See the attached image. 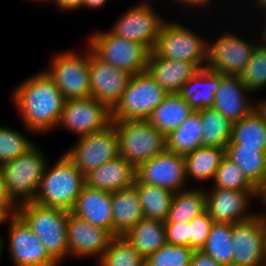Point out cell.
Listing matches in <instances>:
<instances>
[{
  "label": "cell",
  "instance_id": "38",
  "mask_svg": "<svg viewBox=\"0 0 266 266\" xmlns=\"http://www.w3.org/2000/svg\"><path fill=\"white\" fill-rule=\"evenodd\" d=\"M212 188H222L238 191H258L245 177L242 169L231 159L225 156L216 170L212 181Z\"/></svg>",
  "mask_w": 266,
  "mask_h": 266
},
{
  "label": "cell",
  "instance_id": "26",
  "mask_svg": "<svg viewBox=\"0 0 266 266\" xmlns=\"http://www.w3.org/2000/svg\"><path fill=\"white\" fill-rule=\"evenodd\" d=\"M227 147H257L258 150L266 151V116L258 106L233 123Z\"/></svg>",
  "mask_w": 266,
  "mask_h": 266
},
{
  "label": "cell",
  "instance_id": "3",
  "mask_svg": "<svg viewBox=\"0 0 266 266\" xmlns=\"http://www.w3.org/2000/svg\"><path fill=\"white\" fill-rule=\"evenodd\" d=\"M69 212L61 208L43 206L34 201L17 206V214L60 266L68 258L67 220Z\"/></svg>",
  "mask_w": 266,
  "mask_h": 266
},
{
  "label": "cell",
  "instance_id": "54",
  "mask_svg": "<svg viewBox=\"0 0 266 266\" xmlns=\"http://www.w3.org/2000/svg\"><path fill=\"white\" fill-rule=\"evenodd\" d=\"M28 1H29V0H28ZM30 1H31V2L34 1V2H36V3L38 2V3H44V4L46 3V4H47L49 0H30Z\"/></svg>",
  "mask_w": 266,
  "mask_h": 266
},
{
  "label": "cell",
  "instance_id": "42",
  "mask_svg": "<svg viewBox=\"0 0 266 266\" xmlns=\"http://www.w3.org/2000/svg\"><path fill=\"white\" fill-rule=\"evenodd\" d=\"M167 243L190 247L189 222H164Z\"/></svg>",
  "mask_w": 266,
  "mask_h": 266
},
{
  "label": "cell",
  "instance_id": "19",
  "mask_svg": "<svg viewBox=\"0 0 266 266\" xmlns=\"http://www.w3.org/2000/svg\"><path fill=\"white\" fill-rule=\"evenodd\" d=\"M90 97L110 110L118 103L132 74L100 59L90 48Z\"/></svg>",
  "mask_w": 266,
  "mask_h": 266
},
{
  "label": "cell",
  "instance_id": "13",
  "mask_svg": "<svg viewBox=\"0 0 266 266\" xmlns=\"http://www.w3.org/2000/svg\"><path fill=\"white\" fill-rule=\"evenodd\" d=\"M112 123L111 110L97 99L65 100L57 128L63 127L77 138L103 130Z\"/></svg>",
  "mask_w": 266,
  "mask_h": 266
},
{
  "label": "cell",
  "instance_id": "23",
  "mask_svg": "<svg viewBox=\"0 0 266 266\" xmlns=\"http://www.w3.org/2000/svg\"><path fill=\"white\" fill-rule=\"evenodd\" d=\"M199 69L184 60L165 59L150 53L147 72L169 93H178Z\"/></svg>",
  "mask_w": 266,
  "mask_h": 266
},
{
  "label": "cell",
  "instance_id": "49",
  "mask_svg": "<svg viewBox=\"0 0 266 266\" xmlns=\"http://www.w3.org/2000/svg\"><path fill=\"white\" fill-rule=\"evenodd\" d=\"M106 2L108 0H83L82 7L87 8V9H93V10H98L103 8L105 6Z\"/></svg>",
  "mask_w": 266,
  "mask_h": 266
},
{
  "label": "cell",
  "instance_id": "18",
  "mask_svg": "<svg viewBox=\"0 0 266 266\" xmlns=\"http://www.w3.org/2000/svg\"><path fill=\"white\" fill-rule=\"evenodd\" d=\"M114 236L69 212L67 220L68 258H94L97 264Z\"/></svg>",
  "mask_w": 266,
  "mask_h": 266
},
{
  "label": "cell",
  "instance_id": "28",
  "mask_svg": "<svg viewBox=\"0 0 266 266\" xmlns=\"http://www.w3.org/2000/svg\"><path fill=\"white\" fill-rule=\"evenodd\" d=\"M123 237L145 258L167 243L164 222L147 218L141 219Z\"/></svg>",
  "mask_w": 266,
  "mask_h": 266
},
{
  "label": "cell",
  "instance_id": "46",
  "mask_svg": "<svg viewBox=\"0 0 266 266\" xmlns=\"http://www.w3.org/2000/svg\"><path fill=\"white\" fill-rule=\"evenodd\" d=\"M17 215L15 204H0V225L10 223Z\"/></svg>",
  "mask_w": 266,
  "mask_h": 266
},
{
  "label": "cell",
  "instance_id": "21",
  "mask_svg": "<svg viewBox=\"0 0 266 266\" xmlns=\"http://www.w3.org/2000/svg\"><path fill=\"white\" fill-rule=\"evenodd\" d=\"M70 212L96 227L108 230L113 235L111 192L84 185Z\"/></svg>",
  "mask_w": 266,
  "mask_h": 266
},
{
  "label": "cell",
  "instance_id": "4",
  "mask_svg": "<svg viewBox=\"0 0 266 266\" xmlns=\"http://www.w3.org/2000/svg\"><path fill=\"white\" fill-rule=\"evenodd\" d=\"M48 161L40 146L35 144L26 153L0 166L11 202L19 206L34 201Z\"/></svg>",
  "mask_w": 266,
  "mask_h": 266
},
{
  "label": "cell",
  "instance_id": "35",
  "mask_svg": "<svg viewBox=\"0 0 266 266\" xmlns=\"http://www.w3.org/2000/svg\"><path fill=\"white\" fill-rule=\"evenodd\" d=\"M232 223L214 222L201 251L224 266H233Z\"/></svg>",
  "mask_w": 266,
  "mask_h": 266
},
{
  "label": "cell",
  "instance_id": "15",
  "mask_svg": "<svg viewBox=\"0 0 266 266\" xmlns=\"http://www.w3.org/2000/svg\"><path fill=\"white\" fill-rule=\"evenodd\" d=\"M140 183L155 185L176 193L190 187L186 179L185 158L167 149L136 168Z\"/></svg>",
  "mask_w": 266,
  "mask_h": 266
},
{
  "label": "cell",
  "instance_id": "36",
  "mask_svg": "<svg viewBox=\"0 0 266 266\" xmlns=\"http://www.w3.org/2000/svg\"><path fill=\"white\" fill-rule=\"evenodd\" d=\"M96 266H146V258L123 236H114Z\"/></svg>",
  "mask_w": 266,
  "mask_h": 266
},
{
  "label": "cell",
  "instance_id": "53",
  "mask_svg": "<svg viewBox=\"0 0 266 266\" xmlns=\"http://www.w3.org/2000/svg\"><path fill=\"white\" fill-rule=\"evenodd\" d=\"M260 27H261L260 32L263 31L264 38L266 39V22H264L262 26L260 25ZM262 27H263V30H262Z\"/></svg>",
  "mask_w": 266,
  "mask_h": 266
},
{
  "label": "cell",
  "instance_id": "12",
  "mask_svg": "<svg viewBox=\"0 0 266 266\" xmlns=\"http://www.w3.org/2000/svg\"><path fill=\"white\" fill-rule=\"evenodd\" d=\"M64 153L84 175L120 155L116 129L111 123L103 130L78 137Z\"/></svg>",
  "mask_w": 266,
  "mask_h": 266
},
{
  "label": "cell",
  "instance_id": "8",
  "mask_svg": "<svg viewBox=\"0 0 266 266\" xmlns=\"http://www.w3.org/2000/svg\"><path fill=\"white\" fill-rule=\"evenodd\" d=\"M86 44L103 61L135 75L146 72L151 51L141 43L129 41L109 30L92 32Z\"/></svg>",
  "mask_w": 266,
  "mask_h": 266
},
{
  "label": "cell",
  "instance_id": "24",
  "mask_svg": "<svg viewBox=\"0 0 266 266\" xmlns=\"http://www.w3.org/2000/svg\"><path fill=\"white\" fill-rule=\"evenodd\" d=\"M220 85V73L199 69L178 94L195 111L213 106L214 94Z\"/></svg>",
  "mask_w": 266,
  "mask_h": 266
},
{
  "label": "cell",
  "instance_id": "6",
  "mask_svg": "<svg viewBox=\"0 0 266 266\" xmlns=\"http://www.w3.org/2000/svg\"><path fill=\"white\" fill-rule=\"evenodd\" d=\"M85 51L75 49L53 54L49 66L43 69L66 100L90 97V47Z\"/></svg>",
  "mask_w": 266,
  "mask_h": 266
},
{
  "label": "cell",
  "instance_id": "52",
  "mask_svg": "<svg viewBox=\"0 0 266 266\" xmlns=\"http://www.w3.org/2000/svg\"><path fill=\"white\" fill-rule=\"evenodd\" d=\"M5 238H4V236L2 237L1 236V234H0V260H1V257L3 256V250H4V247L6 246V245H4L5 244Z\"/></svg>",
  "mask_w": 266,
  "mask_h": 266
},
{
  "label": "cell",
  "instance_id": "32",
  "mask_svg": "<svg viewBox=\"0 0 266 266\" xmlns=\"http://www.w3.org/2000/svg\"><path fill=\"white\" fill-rule=\"evenodd\" d=\"M133 187L138 193L144 218L165 222L174 193L155 185L140 183L136 178Z\"/></svg>",
  "mask_w": 266,
  "mask_h": 266
},
{
  "label": "cell",
  "instance_id": "5",
  "mask_svg": "<svg viewBox=\"0 0 266 266\" xmlns=\"http://www.w3.org/2000/svg\"><path fill=\"white\" fill-rule=\"evenodd\" d=\"M120 156L135 169L167 149L166 136L147 120H112Z\"/></svg>",
  "mask_w": 266,
  "mask_h": 266
},
{
  "label": "cell",
  "instance_id": "47",
  "mask_svg": "<svg viewBox=\"0 0 266 266\" xmlns=\"http://www.w3.org/2000/svg\"><path fill=\"white\" fill-rule=\"evenodd\" d=\"M248 1H251L250 4L254 6L253 8H256V9L252 8L251 11L254 10V13L255 12L257 13V14L255 13V15L258 16L260 14L259 16L262 17L260 19V20H262L261 24L266 22V0H253L254 2L252 0H248ZM256 10L257 11L259 10V12H257Z\"/></svg>",
  "mask_w": 266,
  "mask_h": 266
},
{
  "label": "cell",
  "instance_id": "27",
  "mask_svg": "<svg viewBox=\"0 0 266 266\" xmlns=\"http://www.w3.org/2000/svg\"><path fill=\"white\" fill-rule=\"evenodd\" d=\"M193 109L178 93L167 94L154 109L147 121L168 136L192 113Z\"/></svg>",
  "mask_w": 266,
  "mask_h": 266
},
{
  "label": "cell",
  "instance_id": "50",
  "mask_svg": "<svg viewBox=\"0 0 266 266\" xmlns=\"http://www.w3.org/2000/svg\"><path fill=\"white\" fill-rule=\"evenodd\" d=\"M257 200H260V203H263V206H265L266 211V178L263 184L258 188V195H257Z\"/></svg>",
  "mask_w": 266,
  "mask_h": 266
},
{
  "label": "cell",
  "instance_id": "39",
  "mask_svg": "<svg viewBox=\"0 0 266 266\" xmlns=\"http://www.w3.org/2000/svg\"><path fill=\"white\" fill-rule=\"evenodd\" d=\"M34 145L25 133L0 125V166L26 153Z\"/></svg>",
  "mask_w": 266,
  "mask_h": 266
},
{
  "label": "cell",
  "instance_id": "44",
  "mask_svg": "<svg viewBox=\"0 0 266 266\" xmlns=\"http://www.w3.org/2000/svg\"><path fill=\"white\" fill-rule=\"evenodd\" d=\"M190 266H224L218 263L210 256L204 254L201 250H195L193 252Z\"/></svg>",
  "mask_w": 266,
  "mask_h": 266
},
{
  "label": "cell",
  "instance_id": "17",
  "mask_svg": "<svg viewBox=\"0 0 266 266\" xmlns=\"http://www.w3.org/2000/svg\"><path fill=\"white\" fill-rule=\"evenodd\" d=\"M206 189V211L214 222L234 224L257 214L249 209L251 203L257 199L258 191Z\"/></svg>",
  "mask_w": 266,
  "mask_h": 266
},
{
  "label": "cell",
  "instance_id": "45",
  "mask_svg": "<svg viewBox=\"0 0 266 266\" xmlns=\"http://www.w3.org/2000/svg\"><path fill=\"white\" fill-rule=\"evenodd\" d=\"M48 3L55 4V8L59 11H72L82 8L83 0H49Z\"/></svg>",
  "mask_w": 266,
  "mask_h": 266
},
{
  "label": "cell",
  "instance_id": "40",
  "mask_svg": "<svg viewBox=\"0 0 266 266\" xmlns=\"http://www.w3.org/2000/svg\"><path fill=\"white\" fill-rule=\"evenodd\" d=\"M194 251L189 246L166 243L146 258V266H190Z\"/></svg>",
  "mask_w": 266,
  "mask_h": 266
},
{
  "label": "cell",
  "instance_id": "10",
  "mask_svg": "<svg viewBox=\"0 0 266 266\" xmlns=\"http://www.w3.org/2000/svg\"><path fill=\"white\" fill-rule=\"evenodd\" d=\"M222 32L217 39L208 40L206 68L214 73L224 75H241L252 57L256 45L264 38L263 31L260 38H242L240 34L231 31Z\"/></svg>",
  "mask_w": 266,
  "mask_h": 266
},
{
  "label": "cell",
  "instance_id": "43",
  "mask_svg": "<svg viewBox=\"0 0 266 266\" xmlns=\"http://www.w3.org/2000/svg\"><path fill=\"white\" fill-rule=\"evenodd\" d=\"M174 3H176V5L178 4L181 9H183V7L187 10L189 9V11H191L193 9L194 10H200L202 11L204 9H210L208 7H211V3H214L213 0H170ZM202 9V10H201Z\"/></svg>",
  "mask_w": 266,
  "mask_h": 266
},
{
  "label": "cell",
  "instance_id": "1",
  "mask_svg": "<svg viewBox=\"0 0 266 266\" xmlns=\"http://www.w3.org/2000/svg\"><path fill=\"white\" fill-rule=\"evenodd\" d=\"M10 98L27 133L57 129L66 99L43 69L18 83Z\"/></svg>",
  "mask_w": 266,
  "mask_h": 266
},
{
  "label": "cell",
  "instance_id": "16",
  "mask_svg": "<svg viewBox=\"0 0 266 266\" xmlns=\"http://www.w3.org/2000/svg\"><path fill=\"white\" fill-rule=\"evenodd\" d=\"M8 225V252L14 266H60L18 214Z\"/></svg>",
  "mask_w": 266,
  "mask_h": 266
},
{
  "label": "cell",
  "instance_id": "29",
  "mask_svg": "<svg viewBox=\"0 0 266 266\" xmlns=\"http://www.w3.org/2000/svg\"><path fill=\"white\" fill-rule=\"evenodd\" d=\"M226 156V148L200 146L184 156L186 179L189 182H206L214 179L216 170ZM189 178V179H188Z\"/></svg>",
  "mask_w": 266,
  "mask_h": 266
},
{
  "label": "cell",
  "instance_id": "7",
  "mask_svg": "<svg viewBox=\"0 0 266 266\" xmlns=\"http://www.w3.org/2000/svg\"><path fill=\"white\" fill-rule=\"evenodd\" d=\"M178 22L165 20L152 50L158 57L192 62L198 69L206 68L208 40Z\"/></svg>",
  "mask_w": 266,
  "mask_h": 266
},
{
  "label": "cell",
  "instance_id": "25",
  "mask_svg": "<svg viewBox=\"0 0 266 266\" xmlns=\"http://www.w3.org/2000/svg\"><path fill=\"white\" fill-rule=\"evenodd\" d=\"M113 236H123L144 218L136 189L112 192Z\"/></svg>",
  "mask_w": 266,
  "mask_h": 266
},
{
  "label": "cell",
  "instance_id": "37",
  "mask_svg": "<svg viewBox=\"0 0 266 266\" xmlns=\"http://www.w3.org/2000/svg\"><path fill=\"white\" fill-rule=\"evenodd\" d=\"M243 83L254 94L266 88V39L255 47L251 59L240 75Z\"/></svg>",
  "mask_w": 266,
  "mask_h": 266
},
{
  "label": "cell",
  "instance_id": "30",
  "mask_svg": "<svg viewBox=\"0 0 266 266\" xmlns=\"http://www.w3.org/2000/svg\"><path fill=\"white\" fill-rule=\"evenodd\" d=\"M202 121L199 111L184 120L166 136L167 150L185 156L202 146Z\"/></svg>",
  "mask_w": 266,
  "mask_h": 266
},
{
  "label": "cell",
  "instance_id": "2",
  "mask_svg": "<svg viewBox=\"0 0 266 266\" xmlns=\"http://www.w3.org/2000/svg\"><path fill=\"white\" fill-rule=\"evenodd\" d=\"M46 166L34 198L37 204L71 211L85 185L84 174L63 152L53 165Z\"/></svg>",
  "mask_w": 266,
  "mask_h": 266
},
{
  "label": "cell",
  "instance_id": "41",
  "mask_svg": "<svg viewBox=\"0 0 266 266\" xmlns=\"http://www.w3.org/2000/svg\"><path fill=\"white\" fill-rule=\"evenodd\" d=\"M214 221L205 210L202 214L193 218L190 222V247L201 250L205 245Z\"/></svg>",
  "mask_w": 266,
  "mask_h": 266
},
{
  "label": "cell",
  "instance_id": "11",
  "mask_svg": "<svg viewBox=\"0 0 266 266\" xmlns=\"http://www.w3.org/2000/svg\"><path fill=\"white\" fill-rule=\"evenodd\" d=\"M151 2L140 0L126 9L109 31L118 37L141 43L152 52L166 19L157 13Z\"/></svg>",
  "mask_w": 266,
  "mask_h": 266
},
{
  "label": "cell",
  "instance_id": "55",
  "mask_svg": "<svg viewBox=\"0 0 266 266\" xmlns=\"http://www.w3.org/2000/svg\"><path fill=\"white\" fill-rule=\"evenodd\" d=\"M261 215L264 219V224H265V227H266V211H263V213L261 212Z\"/></svg>",
  "mask_w": 266,
  "mask_h": 266
},
{
  "label": "cell",
  "instance_id": "31",
  "mask_svg": "<svg viewBox=\"0 0 266 266\" xmlns=\"http://www.w3.org/2000/svg\"><path fill=\"white\" fill-rule=\"evenodd\" d=\"M206 210V192L201 186L174 193L165 222H190Z\"/></svg>",
  "mask_w": 266,
  "mask_h": 266
},
{
  "label": "cell",
  "instance_id": "22",
  "mask_svg": "<svg viewBox=\"0 0 266 266\" xmlns=\"http://www.w3.org/2000/svg\"><path fill=\"white\" fill-rule=\"evenodd\" d=\"M135 178L136 169L120 155L84 175L86 186L111 193L132 187Z\"/></svg>",
  "mask_w": 266,
  "mask_h": 266
},
{
  "label": "cell",
  "instance_id": "48",
  "mask_svg": "<svg viewBox=\"0 0 266 266\" xmlns=\"http://www.w3.org/2000/svg\"><path fill=\"white\" fill-rule=\"evenodd\" d=\"M0 204H14L7 196L4 174L0 168Z\"/></svg>",
  "mask_w": 266,
  "mask_h": 266
},
{
  "label": "cell",
  "instance_id": "20",
  "mask_svg": "<svg viewBox=\"0 0 266 266\" xmlns=\"http://www.w3.org/2000/svg\"><path fill=\"white\" fill-rule=\"evenodd\" d=\"M251 95H253L252 92L243 83L239 75L220 73V85L214 94L212 108L232 123H235L250 114L258 106V101L249 97Z\"/></svg>",
  "mask_w": 266,
  "mask_h": 266
},
{
  "label": "cell",
  "instance_id": "34",
  "mask_svg": "<svg viewBox=\"0 0 266 266\" xmlns=\"http://www.w3.org/2000/svg\"><path fill=\"white\" fill-rule=\"evenodd\" d=\"M202 121V146L226 148L231 140L233 123L216 109L198 110Z\"/></svg>",
  "mask_w": 266,
  "mask_h": 266
},
{
  "label": "cell",
  "instance_id": "51",
  "mask_svg": "<svg viewBox=\"0 0 266 266\" xmlns=\"http://www.w3.org/2000/svg\"><path fill=\"white\" fill-rule=\"evenodd\" d=\"M257 101H258V107L261 109V111L266 116V99L263 97V99L262 98H259Z\"/></svg>",
  "mask_w": 266,
  "mask_h": 266
},
{
  "label": "cell",
  "instance_id": "9",
  "mask_svg": "<svg viewBox=\"0 0 266 266\" xmlns=\"http://www.w3.org/2000/svg\"><path fill=\"white\" fill-rule=\"evenodd\" d=\"M166 95V91L147 71L132 75L118 103L111 110V119L147 120Z\"/></svg>",
  "mask_w": 266,
  "mask_h": 266
},
{
  "label": "cell",
  "instance_id": "14",
  "mask_svg": "<svg viewBox=\"0 0 266 266\" xmlns=\"http://www.w3.org/2000/svg\"><path fill=\"white\" fill-rule=\"evenodd\" d=\"M233 266H266V227L261 211L232 229Z\"/></svg>",
  "mask_w": 266,
  "mask_h": 266
},
{
  "label": "cell",
  "instance_id": "33",
  "mask_svg": "<svg viewBox=\"0 0 266 266\" xmlns=\"http://www.w3.org/2000/svg\"><path fill=\"white\" fill-rule=\"evenodd\" d=\"M226 156L237 164L258 189L266 178V151L257 147H226Z\"/></svg>",
  "mask_w": 266,
  "mask_h": 266
}]
</instances>
